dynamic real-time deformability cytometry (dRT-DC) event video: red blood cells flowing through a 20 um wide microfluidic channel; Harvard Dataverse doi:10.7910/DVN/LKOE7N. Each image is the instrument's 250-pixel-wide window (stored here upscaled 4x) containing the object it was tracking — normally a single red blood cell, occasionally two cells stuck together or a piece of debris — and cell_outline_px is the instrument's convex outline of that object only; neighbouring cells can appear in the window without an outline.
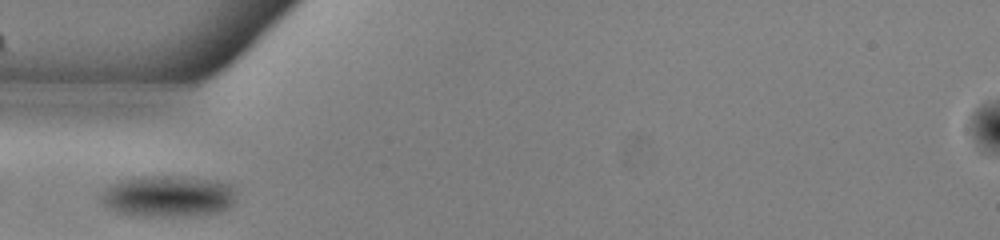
{"species": "common noctule bat (a hibernating species)", "species_latin": "Nyctalus noctula", "temperature_condition": "warm", "stored_images_in_passage": 21, "camera_frame_rate_fps": 3000, "um_per_image_px": 0.085, "animal": {"sex": "male", "body_mass_g": 13.0, "forearm_length_mm": 53.1}, "frame": {"image": 1, "passage_image": 1, "time_ms": 0.0, "image_size_px": [1000, 240], "cell_outline_px": [[236, 200], [228, 208], [220, 212], [188, 216], [144, 216], [116, 212], [108, 208], [100, 200], [104, 192], [112, 184], [120, 180], [144, 176], [168, 176], [216, 180], [232, 184]], "centroid_in_image_um": [14.33, 16.69], "position_along_channel_um": 70.7, "area_um2": 32.54}}
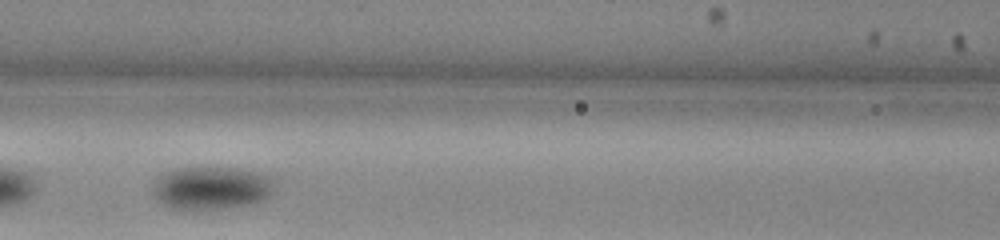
{"frame": {"image": 2, "passage_image": 7, "time_ms": 2.0, "image_size_px": [1000, 240], "cell_outline_px": [[276, 188], [268, 196], [260, 200], [248, 204], [220, 208], [172, 208], [164, 204], [152, 192], [152, 188], [156, 176], [164, 172], [176, 168], [232, 168], [256, 172], [264, 176]], "centroid_in_image_um": [17.89, 15.95], "position_along_channel_um": 148.7, "area_um2": 29.59}}
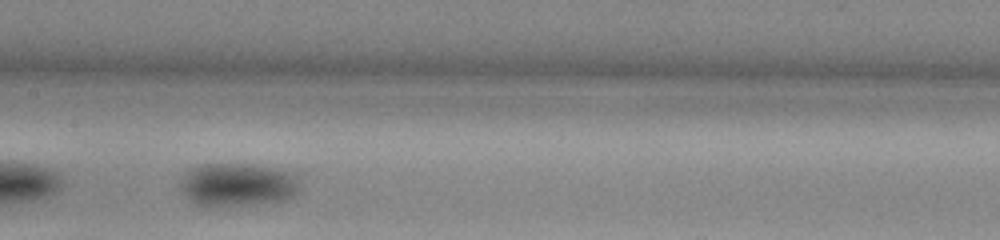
{"frame": {"image": 3, "passage_image": 10, "time_ms": 3.0, "image_size_px": [1000, 240], "cell_outline_px": [[296, 192], [284, 200], [252, 204], [212, 208], [200, 208], [188, 200], [184, 196], [180, 188], [180, 184], [184, 176], [192, 168], [200, 164], [244, 164], [272, 168], [288, 172], [296, 176]], "centroid_in_image_um": [20.06, 15.74], "position_along_channel_um": 187.3, "area_um2": 30.06}}